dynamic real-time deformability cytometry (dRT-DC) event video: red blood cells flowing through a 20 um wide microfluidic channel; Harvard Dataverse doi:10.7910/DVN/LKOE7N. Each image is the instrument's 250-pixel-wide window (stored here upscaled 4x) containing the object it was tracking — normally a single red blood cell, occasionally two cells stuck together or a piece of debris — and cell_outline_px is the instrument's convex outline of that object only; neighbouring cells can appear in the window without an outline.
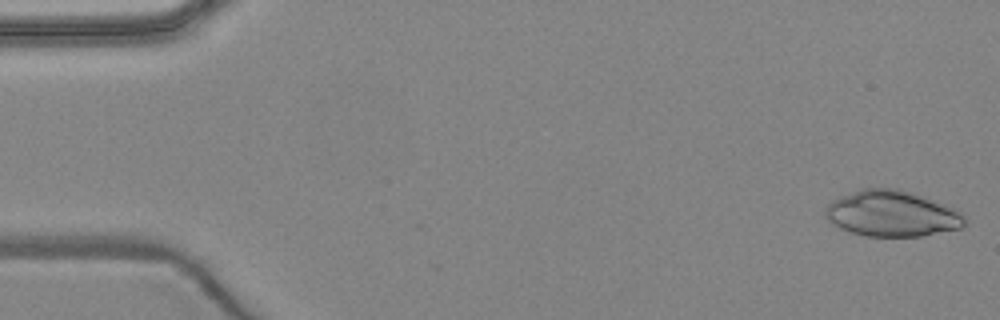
{"species": "common noctule bat (a hibernating species)", "species_latin": "Nyctalus noctula", "temperature_condition": "warm", "stored_images_in_passage": 4, "camera_frame_rate_fps": 3000, "um_per_image_px": 0.085, "animal": {"sex": "female", "body_mass_g": 24.6, "forearm_length_mm": 56.2}, "frame": {"image": 1, "passage_image": 1, "time_ms": 0.0, "image_size_px": [1000, 320], "cell_outline_px": [[964, 224], [960, 228], [924, 236], [864, 236], [848, 232], [832, 224], [828, 220], [824, 212], [828, 204], [832, 200], [840, 196], [864, 188], [896, 188], [932, 200], [952, 208], [960, 212], [964, 216]], "centroid_in_image_um": [75.75, 18.17], "position_along_channel_um": 9.2, "area_um2": 36.93}}